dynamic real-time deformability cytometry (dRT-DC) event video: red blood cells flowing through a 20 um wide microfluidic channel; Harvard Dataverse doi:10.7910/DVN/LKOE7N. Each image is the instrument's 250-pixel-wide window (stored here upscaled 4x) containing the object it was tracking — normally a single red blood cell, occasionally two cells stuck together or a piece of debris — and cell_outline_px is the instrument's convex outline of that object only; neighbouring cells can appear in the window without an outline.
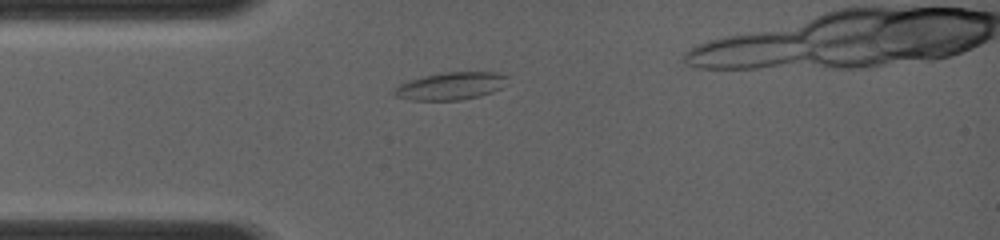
{"species": "common noctule bat (a hibernating species)", "species_latin": "Nyctalus noctula", "temperature_condition": "room temperature", "stored_images_in_passage": 4, "camera_frame_rate_fps": 4000, "um_per_image_px": 0.085, "animal": {"sex": "female", "body_mass_g": 19.0, "forearm_length_mm": 56.7}, "frame": {"image": 1, "passage_image": 1, "time_ms": 0.0, "image_size_px": [1000, 240], "cell_outline_px": [[508, 76], [500, 88], [492, 92], [480, 96], [460, 100], [412, 100], [396, 96], [392, 92], [400, 84], [408, 80], [424, 76], [444, 72], [496, 72]], "centroid_in_image_um": [38.29, 7.31], "position_along_channel_um": 46.7, "area_um2": 17.98}}